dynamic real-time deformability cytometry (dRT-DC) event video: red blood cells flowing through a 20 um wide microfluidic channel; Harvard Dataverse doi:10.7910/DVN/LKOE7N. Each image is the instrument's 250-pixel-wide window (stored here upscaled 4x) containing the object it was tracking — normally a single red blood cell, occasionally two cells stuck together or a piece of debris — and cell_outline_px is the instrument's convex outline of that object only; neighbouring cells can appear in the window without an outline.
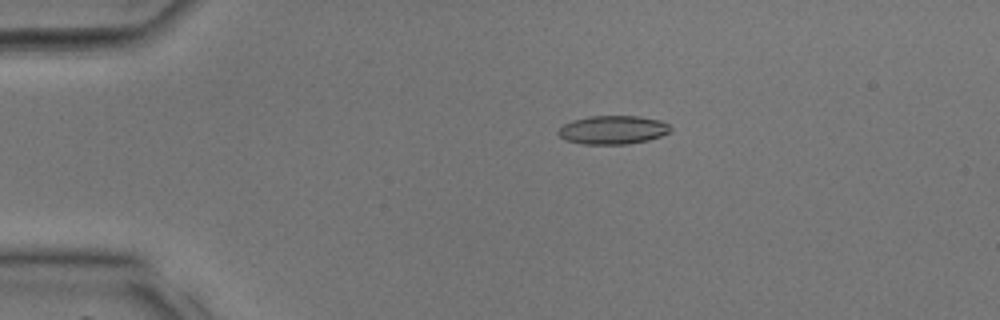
{"species": "common noctule bat (a hibernating species)", "species_latin": "Nyctalus noctula", "temperature_condition": "room temperature", "stored_images_in_passage": 31, "camera_frame_rate_fps": 3000, "um_per_image_px": 0.085, "animal": {"sex": "male", "body_mass_g": 17.9, "forearm_length_mm": 54.2}, "frame": {"image": 1, "passage_image": 3, "time_ms": 0.667, "image_size_px": [1000, 320], "cell_outline_px": [[672, 132], [648, 140], [628, 144], [584, 144], [568, 140], [560, 136], [556, 132], [564, 124], [572, 120], [588, 116], [640, 116], [660, 120], [668, 124], [672, 128]], "centroid_in_image_um": [52.13, 11.03], "position_along_channel_um": 32.9, "area_um2": 18.73}}
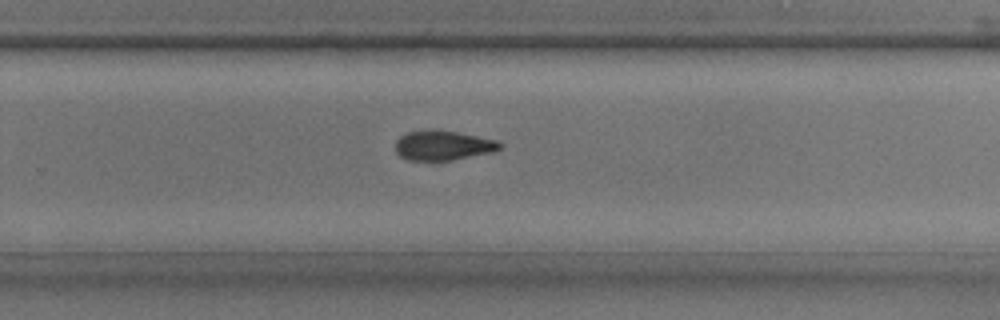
{"frame": {"image": 2, "passage_image": 20, "time_ms": 6.333, "image_size_px": [1000, 320], "cell_outline_px": [[504, 148], [496, 152], [452, 160], [408, 160], [400, 156], [396, 152], [396, 140], [400, 136], [408, 132], [428, 128], [436, 128], [496, 140], [504, 144]], "centroid_in_image_um": [37.69, 12.35], "position_along_channel_um": 292.1, "area_um2": 18.5}}
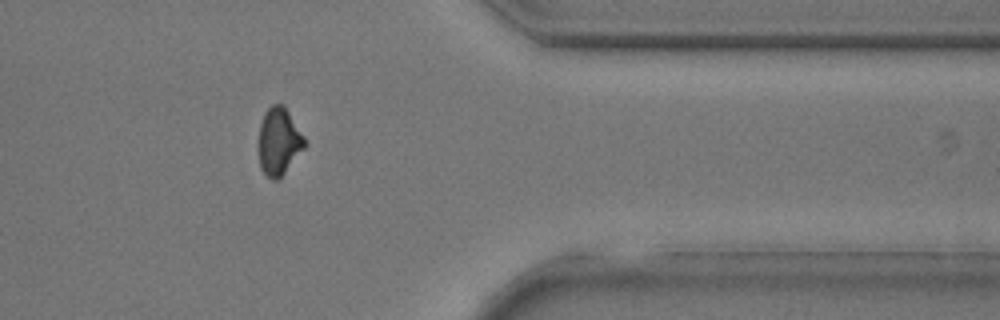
{"frame": {"image": 3, "passage_image": 26, "time_ms": 8.333, "image_size_px": [1000, 320], "cell_outline_px": [[308, 144], [284, 172], [276, 180], [272, 180], [260, 168], [260, 124], [264, 112], [272, 104], [284, 104], [304, 136]], "centroid_in_image_um": [23.73, 11.98], "position_along_channel_um": 387.7, "area_um2": 17.8}}